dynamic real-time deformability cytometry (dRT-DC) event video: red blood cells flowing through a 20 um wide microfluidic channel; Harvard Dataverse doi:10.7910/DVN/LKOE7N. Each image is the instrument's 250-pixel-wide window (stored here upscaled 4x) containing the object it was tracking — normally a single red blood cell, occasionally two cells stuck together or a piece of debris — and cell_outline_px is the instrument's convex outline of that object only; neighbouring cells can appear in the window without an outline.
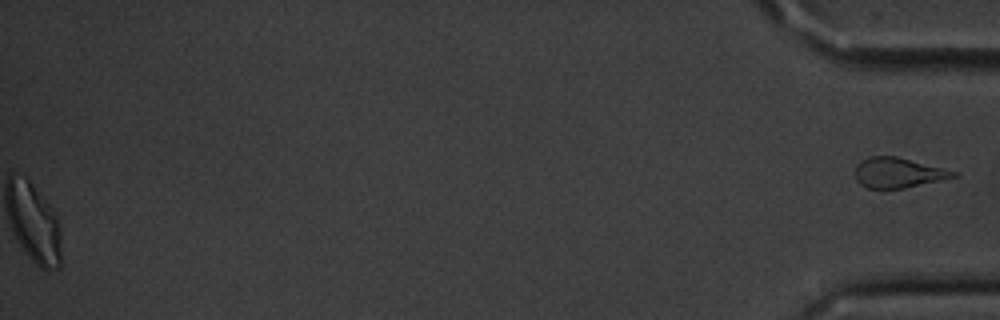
{"species": "common noctule bat (a hibernating species)", "species_latin": "Nyctalus noctula", "temperature_condition": "cold", "stored_images_in_passage": 55, "segment_of_instrument_passage": [2, 2], "camera_frame_rate_fps": 3000, "um_per_image_px": 0.085, "animal": {"sex": "male", "body_mass_g": 20.1, "forearm_length_mm": 53.5}, "frame": {"image": 1, "passage_image": 55, "time_ms": 18.0, "image_size_px": [1000, 320], "cell_outline_px": [[960, 176], [904, 188], [868, 188], [860, 184], [856, 180], [856, 164], [860, 160], [872, 156], [896, 156], [960, 172]], "centroid_in_image_um": [76.37, 14.67], "position_along_channel_um": 358.8, "area_um2": 17.28}}